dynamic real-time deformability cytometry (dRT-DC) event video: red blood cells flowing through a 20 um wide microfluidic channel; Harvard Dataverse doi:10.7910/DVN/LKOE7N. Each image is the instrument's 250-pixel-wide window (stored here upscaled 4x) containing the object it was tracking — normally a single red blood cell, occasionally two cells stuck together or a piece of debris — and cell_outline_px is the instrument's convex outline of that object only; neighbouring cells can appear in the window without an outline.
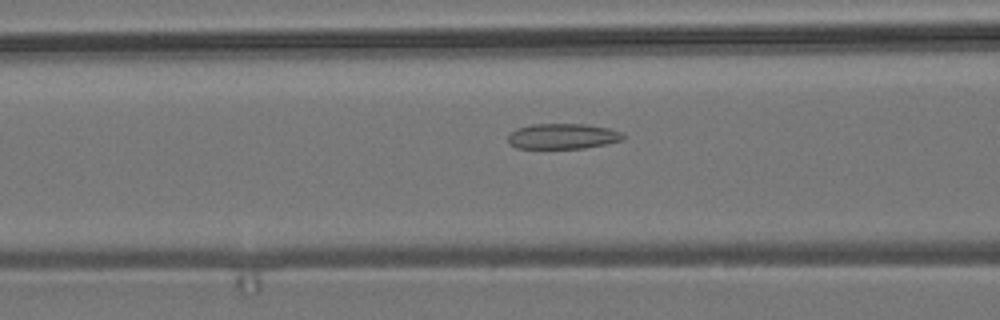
{"species": "common noctule bat (a hibernating species)", "species_latin": "Nyctalus noctula", "temperature_condition": "room temperature", "stored_images_in_passage": 31, "camera_frame_rate_fps": 3000, "um_per_image_px": 0.085, "animal": {"sex": "male", "body_mass_g": 19.2, "forearm_length_mm": 51.8}, "frame": {"image": 1, "passage_image": 6, "time_ms": 1.667, "image_size_px": [1000, 320], "cell_outline_px": [[624, 140], [584, 148], [516, 148], [508, 144], [508, 136], [516, 128], [532, 124], [584, 124], [608, 128], [620, 132], [624, 136]], "centroid_in_image_um": [47.8, 11.58], "position_along_channel_um": 118.8, "area_um2": 16.99}}
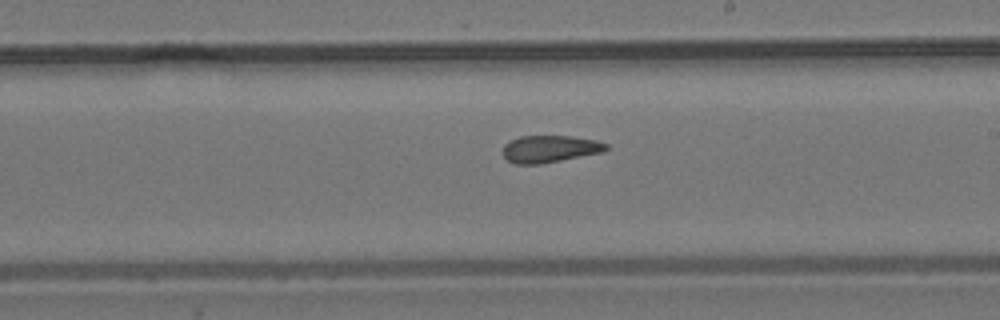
{"frame": {"image": 2, "passage_image": 16, "time_ms": 5.0, "image_size_px": [1000, 320], "cell_outline_px": [[608, 148], [604, 152], [540, 164], [516, 164], [508, 160], [504, 156], [504, 144], [520, 136], [572, 136], [596, 140], [608, 144]], "centroid_in_image_um": [46.77, 12.65], "position_along_channel_um": 242.2, "area_um2": 16.24}}
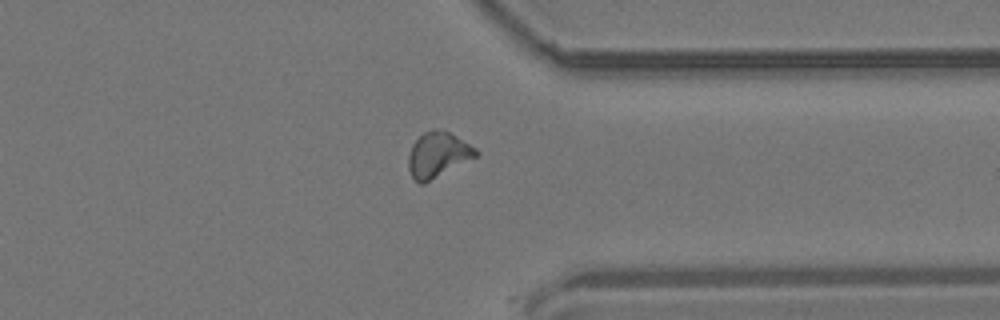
{"frame": {"image": 3, "passage_image": 27, "time_ms": 8.667, "image_size_px": [1000, 320], "cell_outline_px": [[480, 152], [476, 156], [424, 184], [420, 184], [412, 176], [408, 168], [408, 156], [412, 144], [424, 132], [432, 128], [448, 132], [456, 136], [476, 148]], "centroid_in_image_um": [37.2, 13.15], "position_along_channel_um": 374.2, "area_um2": 17.57}, "authors_computed_cell_mechanics": {"area_um2": 16.7042, "velocity_mm_per_s": 3.7023, "shape_relaxation_time_tau1_ms": null, "shape_relaxation_time_tau2_ms": 3.2192, "deformation_change_tau1": null, "deformation_change_tau2": 0.1136}}